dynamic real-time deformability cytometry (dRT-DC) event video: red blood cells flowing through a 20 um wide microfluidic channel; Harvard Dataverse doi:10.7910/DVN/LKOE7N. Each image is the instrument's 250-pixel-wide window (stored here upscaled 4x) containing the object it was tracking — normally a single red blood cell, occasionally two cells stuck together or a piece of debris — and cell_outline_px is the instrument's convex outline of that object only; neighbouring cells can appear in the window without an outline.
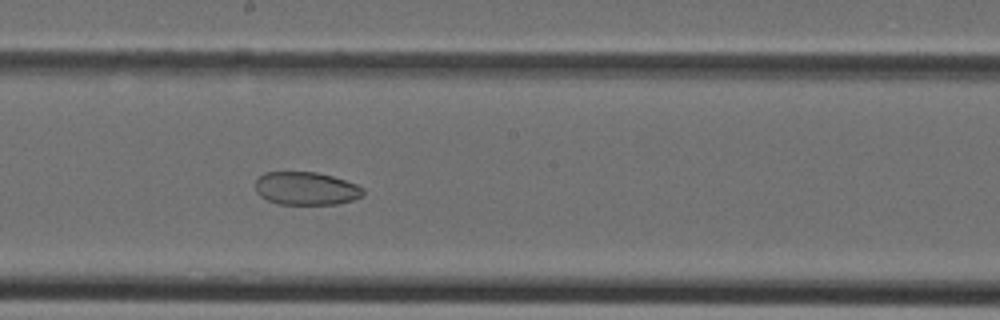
{"species": "Egyptian fruit bat (a non-hibernating species)", "species_latin": "Rousettus aegyptiacus", "temperature_condition": "cold", "stored_images_in_passage": 40, "camera_frame_rate_fps": 3000, "um_per_image_px": 0.085, "animal": {"sex": "female"}, "frame": {"image": 1, "passage_image": 21, "time_ms": 6.667, "image_size_px": [1000, 320], "cell_outline_px": [[364, 196], [352, 200], [336, 204], [276, 204], [260, 196], [256, 192], [256, 180], [264, 172], [316, 172], [332, 176], [356, 184], [364, 188]], "centroid_in_image_um": [26.02, 16.02], "position_along_channel_um": 222.2, "area_um2": 20.81}}
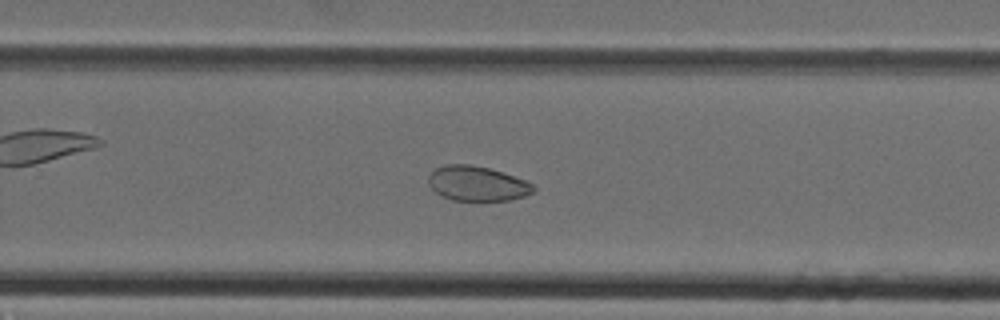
{"frame": {"image": 2, "passage_image": 25, "time_ms": 8.0, "image_size_px": [1000, 320], "cell_outline_px": [[536, 188], [532, 192], [524, 196], [508, 200], [480, 204], [452, 200], [436, 192], [428, 184], [428, 176], [436, 168], [448, 164], [468, 164], [488, 168], [528, 180]], "centroid_in_image_um": [40.58, 15.65], "position_along_channel_um": 289.2, "area_um2": 21.91}}
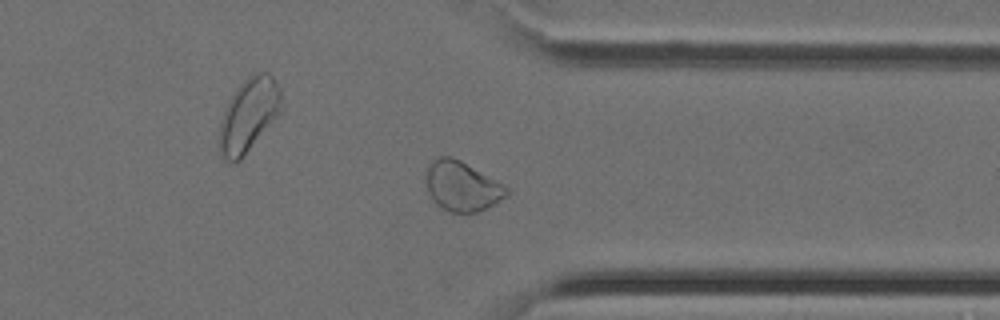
{"frame": {"image": 3, "passage_image": 30, "time_ms": 9.667, "image_size_px": [1000, 320], "cell_outline_px": [[508, 196], [476, 212], [448, 212], [436, 204], [428, 192], [428, 168], [432, 160], [440, 156], [448, 156], [460, 160], [504, 184], [508, 188]], "centroid_in_image_um": [39.29, 15.83], "position_along_channel_um": 372.1, "area_um2": 22.89}}